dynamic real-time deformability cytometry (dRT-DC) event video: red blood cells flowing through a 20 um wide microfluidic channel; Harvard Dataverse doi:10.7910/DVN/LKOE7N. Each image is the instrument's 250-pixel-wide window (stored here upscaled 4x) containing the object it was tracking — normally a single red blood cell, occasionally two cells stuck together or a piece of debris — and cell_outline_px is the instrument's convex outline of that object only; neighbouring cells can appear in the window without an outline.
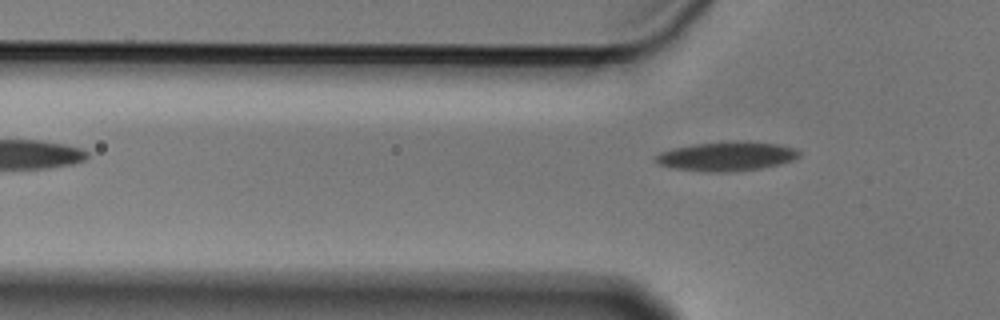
{"species": "Egyptian fruit bat (a non-hibernating species)", "species_latin": "Rousettus aegyptiacus", "temperature_condition": "cold", "stored_images_in_passage": 5, "camera_frame_rate_fps": 3000, "um_per_image_px": 0.085, "animal": {"sex": "male"}, "frame": {"image": 1, "passage_image": 5, "time_ms": 1.333, "image_size_px": [1000, 320], "cell_outline_px": [[800, 156], [792, 160], [780, 164], [760, 168], [724, 172], [708, 172], [672, 168], [660, 164], [652, 160], [660, 152], [672, 148], [696, 144], [776, 144], [792, 148], [800, 152]], "centroid_in_image_um": [61.68, 13.34], "position_along_channel_um": 64.1, "area_um2": 23.12}}